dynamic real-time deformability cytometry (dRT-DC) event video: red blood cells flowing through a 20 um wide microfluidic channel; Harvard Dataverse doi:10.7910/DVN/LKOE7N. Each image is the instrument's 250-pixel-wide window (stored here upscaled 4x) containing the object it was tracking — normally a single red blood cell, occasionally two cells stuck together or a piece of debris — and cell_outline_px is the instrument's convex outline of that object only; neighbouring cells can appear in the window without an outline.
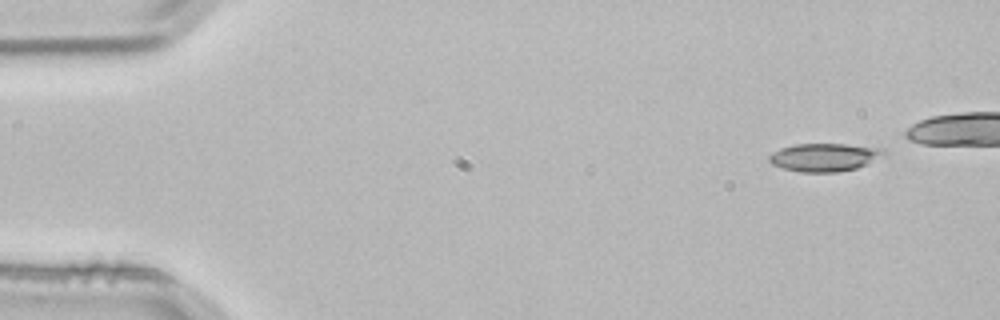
{"species": "common noctule bat (a hibernating species)", "species_latin": "Nyctalus noctula", "temperature_condition": "room temperature", "stored_images_in_passage": 4, "camera_frame_rate_fps": 3000, "um_per_image_px": 0.085, "animal": {"sex": "male", "body_mass_g": 21.5, "forearm_length_mm": 52.0}, "frame": {"image": 1, "passage_image": 1, "time_ms": 0.0, "image_size_px": [1000, 320], "cell_outline_px": [[888, 156], [856, 168], [836, 172], [800, 172], [784, 168], [772, 164], [768, 160], [768, 156], [772, 152], [780, 148], [796, 144], [844, 144], [884, 148], [888, 152]], "centroid_in_image_um": [70.14, 13.36], "position_along_channel_um": 14.9, "area_um2": 19.02}}